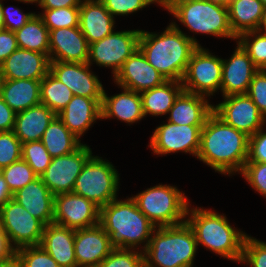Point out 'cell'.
I'll use <instances>...</instances> for the list:
<instances>
[{"instance_id": "51", "label": "cell", "mask_w": 266, "mask_h": 267, "mask_svg": "<svg viewBox=\"0 0 266 267\" xmlns=\"http://www.w3.org/2000/svg\"><path fill=\"white\" fill-rule=\"evenodd\" d=\"M83 0H38L41 9H56L62 7H80Z\"/></svg>"}, {"instance_id": "19", "label": "cell", "mask_w": 266, "mask_h": 267, "mask_svg": "<svg viewBox=\"0 0 266 267\" xmlns=\"http://www.w3.org/2000/svg\"><path fill=\"white\" fill-rule=\"evenodd\" d=\"M258 70L248 53L237 42L231 58L222 59V96L247 94L252 78Z\"/></svg>"}, {"instance_id": "26", "label": "cell", "mask_w": 266, "mask_h": 267, "mask_svg": "<svg viewBox=\"0 0 266 267\" xmlns=\"http://www.w3.org/2000/svg\"><path fill=\"white\" fill-rule=\"evenodd\" d=\"M206 98L183 90L169 110L168 122L177 125H205L214 106Z\"/></svg>"}, {"instance_id": "21", "label": "cell", "mask_w": 266, "mask_h": 267, "mask_svg": "<svg viewBox=\"0 0 266 267\" xmlns=\"http://www.w3.org/2000/svg\"><path fill=\"white\" fill-rule=\"evenodd\" d=\"M50 60L46 54L18 48L1 65V80H39L49 72Z\"/></svg>"}, {"instance_id": "47", "label": "cell", "mask_w": 266, "mask_h": 267, "mask_svg": "<svg viewBox=\"0 0 266 267\" xmlns=\"http://www.w3.org/2000/svg\"><path fill=\"white\" fill-rule=\"evenodd\" d=\"M2 12L4 16V29L15 32L18 29H21L35 14L32 12L23 13L22 10L15 7L12 10L10 7H4L2 3Z\"/></svg>"}, {"instance_id": "1", "label": "cell", "mask_w": 266, "mask_h": 267, "mask_svg": "<svg viewBox=\"0 0 266 267\" xmlns=\"http://www.w3.org/2000/svg\"><path fill=\"white\" fill-rule=\"evenodd\" d=\"M248 138L244 132L226 124L213 112L201 129L196 158L215 172L229 176L241 173L248 157Z\"/></svg>"}, {"instance_id": "27", "label": "cell", "mask_w": 266, "mask_h": 267, "mask_svg": "<svg viewBox=\"0 0 266 267\" xmlns=\"http://www.w3.org/2000/svg\"><path fill=\"white\" fill-rule=\"evenodd\" d=\"M122 93L107 96L103 92L101 104L102 119L117 118L128 124H133L144 118L140 93L121 87Z\"/></svg>"}, {"instance_id": "37", "label": "cell", "mask_w": 266, "mask_h": 267, "mask_svg": "<svg viewBox=\"0 0 266 267\" xmlns=\"http://www.w3.org/2000/svg\"><path fill=\"white\" fill-rule=\"evenodd\" d=\"M38 14L48 30L58 28L79 27V7H62L56 9H43Z\"/></svg>"}, {"instance_id": "22", "label": "cell", "mask_w": 266, "mask_h": 267, "mask_svg": "<svg viewBox=\"0 0 266 267\" xmlns=\"http://www.w3.org/2000/svg\"><path fill=\"white\" fill-rule=\"evenodd\" d=\"M102 100L74 95L57 116L80 139L97 119H102Z\"/></svg>"}, {"instance_id": "41", "label": "cell", "mask_w": 266, "mask_h": 267, "mask_svg": "<svg viewBox=\"0 0 266 267\" xmlns=\"http://www.w3.org/2000/svg\"><path fill=\"white\" fill-rule=\"evenodd\" d=\"M22 267H61L40 245L16 250Z\"/></svg>"}, {"instance_id": "59", "label": "cell", "mask_w": 266, "mask_h": 267, "mask_svg": "<svg viewBox=\"0 0 266 267\" xmlns=\"http://www.w3.org/2000/svg\"><path fill=\"white\" fill-rule=\"evenodd\" d=\"M264 6H266V0H260Z\"/></svg>"}, {"instance_id": "17", "label": "cell", "mask_w": 266, "mask_h": 267, "mask_svg": "<svg viewBox=\"0 0 266 267\" xmlns=\"http://www.w3.org/2000/svg\"><path fill=\"white\" fill-rule=\"evenodd\" d=\"M114 248L110 236L100 224L75 230L77 267H97Z\"/></svg>"}, {"instance_id": "28", "label": "cell", "mask_w": 266, "mask_h": 267, "mask_svg": "<svg viewBox=\"0 0 266 267\" xmlns=\"http://www.w3.org/2000/svg\"><path fill=\"white\" fill-rule=\"evenodd\" d=\"M57 115L42 103L16 113L14 134L20 142L39 141Z\"/></svg>"}, {"instance_id": "45", "label": "cell", "mask_w": 266, "mask_h": 267, "mask_svg": "<svg viewBox=\"0 0 266 267\" xmlns=\"http://www.w3.org/2000/svg\"><path fill=\"white\" fill-rule=\"evenodd\" d=\"M247 95L266 119V70H258L254 74Z\"/></svg>"}, {"instance_id": "16", "label": "cell", "mask_w": 266, "mask_h": 267, "mask_svg": "<svg viewBox=\"0 0 266 267\" xmlns=\"http://www.w3.org/2000/svg\"><path fill=\"white\" fill-rule=\"evenodd\" d=\"M49 72L68 86L75 96L103 98L104 87L88 63L50 62Z\"/></svg>"}, {"instance_id": "14", "label": "cell", "mask_w": 266, "mask_h": 267, "mask_svg": "<svg viewBox=\"0 0 266 267\" xmlns=\"http://www.w3.org/2000/svg\"><path fill=\"white\" fill-rule=\"evenodd\" d=\"M223 99L213 106V112L236 130L251 136L266 124L265 117L247 94L229 95Z\"/></svg>"}, {"instance_id": "53", "label": "cell", "mask_w": 266, "mask_h": 267, "mask_svg": "<svg viewBox=\"0 0 266 267\" xmlns=\"http://www.w3.org/2000/svg\"><path fill=\"white\" fill-rule=\"evenodd\" d=\"M0 267H22L20 260L15 255L11 259L0 263Z\"/></svg>"}, {"instance_id": "38", "label": "cell", "mask_w": 266, "mask_h": 267, "mask_svg": "<svg viewBox=\"0 0 266 267\" xmlns=\"http://www.w3.org/2000/svg\"><path fill=\"white\" fill-rule=\"evenodd\" d=\"M22 159L40 177L50 165L52 157L41 140L22 144Z\"/></svg>"}, {"instance_id": "11", "label": "cell", "mask_w": 266, "mask_h": 267, "mask_svg": "<svg viewBox=\"0 0 266 267\" xmlns=\"http://www.w3.org/2000/svg\"><path fill=\"white\" fill-rule=\"evenodd\" d=\"M141 30L113 31L100 41L89 44L87 63L111 67L113 76L124 62L138 50Z\"/></svg>"}, {"instance_id": "55", "label": "cell", "mask_w": 266, "mask_h": 267, "mask_svg": "<svg viewBox=\"0 0 266 267\" xmlns=\"http://www.w3.org/2000/svg\"><path fill=\"white\" fill-rule=\"evenodd\" d=\"M207 1L215 3V4H219L222 6H228V4L231 0H207Z\"/></svg>"}, {"instance_id": "29", "label": "cell", "mask_w": 266, "mask_h": 267, "mask_svg": "<svg viewBox=\"0 0 266 267\" xmlns=\"http://www.w3.org/2000/svg\"><path fill=\"white\" fill-rule=\"evenodd\" d=\"M40 87L39 80H1L0 97L18 113L41 103Z\"/></svg>"}, {"instance_id": "52", "label": "cell", "mask_w": 266, "mask_h": 267, "mask_svg": "<svg viewBox=\"0 0 266 267\" xmlns=\"http://www.w3.org/2000/svg\"><path fill=\"white\" fill-rule=\"evenodd\" d=\"M11 198H13V195L8 189L4 177L0 172V207Z\"/></svg>"}, {"instance_id": "7", "label": "cell", "mask_w": 266, "mask_h": 267, "mask_svg": "<svg viewBox=\"0 0 266 267\" xmlns=\"http://www.w3.org/2000/svg\"><path fill=\"white\" fill-rule=\"evenodd\" d=\"M175 186L156 185L131 198L139 210L156 226H174L186 221L189 202Z\"/></svg>"}, {"instance_id": "2", "label": "cell", "mask_w": 266, "mask_h": 267, "mask_svg": "<svg viewBox=\"0 0 266 267\" xmlns=\"http://www.w3.org/2000/svg\"><path fill=\"white\" fill-rule=\"evenodd\" d=\"M165 29L160 34L141 30L138 49L163 78L181 82L191 54L201 45L175 22Z\"/></svg>"}, {"instance_id": "50", "label": "cell", "mask_w": 266, "mask_h": 267, "mask_svg": "<svg viewBox=\"0 0 266 267\" xmlns=\"http://www.w3.org/2000/svg\"><path fill=\"white\" fill-rule=\"evenodd\" d=\"M16 255V250L11 246L6 232L0 225V263L11 259Z\"/></svg>"}, {"instance_id": "58", "label": "cell", "mask_w": 266, "mask_h": 267, "mask_svg": "<svg viewBox=\"0 0 266 267\" xmlns=\"http://www.w3.org/2000/svg\"><path fill=\"white\" fill-rule=\"evenodd\" d=\"M161 4V6H163L168 0H158Z\"/></svg>"}, {"instance_id": "20", "label": "cell", "mask_w": 266, "mask_h": 267, "mask_svg": "<svg viewBox=\"0 0 266 267\" xmlns=\"http://www.w3.org/2000/svg\"><path fill=\"white\" fill-rule=\"evenodd\" d=\"M89 43L79 27L49 31L50 62L87 63Z\"/></svg>"}, {"instance_id": "4", "label": "cell", "mask_w": 266, "mask_h": 267, "mask_svg": "<svg viewBox=\"0 0 266 267\" xmlns=\"http://www.w3.org/2000/svg\"><path fill=\"white\" fill-rule=\"evenodd\" d=\"M190 215V216H189ZM186 222L194 232L197 244L232 261H241L247 234L236 230L224 214L203 208L187 210Z\"/></svg>"}, {"instance_id": "8", "label": "cell", "mask_w": 266, "mask_h": 267, "mask_svg": "<svg viewBox=\"0 0 266 267\" xmlns=\"http://www.w3.org/2000/svg\"><path fill=\"white\" fill-rule=\"evenodd\" d=\"M118 171L111 162L99 156H91L76 178L72 192L92 201L99 208L117 199Z\"/></svg>"}, {"instance_id": "24", "label": "cell", "mask_w": 266, "mask_h": 267, "mask_svg": "<svg viewBox=\"0 0 266 267\" xmlns=\"http://www.w3.org/2000/svg\"><path fill=\"white\" fill-rule=\"evenodd\" d=\"M54 197L41 177L13 194V199L45 226L53 223Z\"/></svg>"}, {"instance_id": "13", "label": "cell", "mask_w": 266, "mask_h": 267, "mask_svg": "<svg viewBox=\"0 0 266 267\" xmlns=\"http://www.w3.org/2000/svg\"><path fill=\"white\" fill-rule=\"evenodd\" d=\"M203 126L177 125L167 121L154 130L148 146L157 155L182 151L197 156Z\"/></svg>"}, {"instance_id": "48", "label": "cell", "mask_w": 266, "mask_h": 267, "mask_svg": "<svg viewBox=\"0 0 266 267\" xmlns=\"http://www.w3.org/2000/svg\"><path fill=\"white\" fill-rule=\"evenodd\" d=\"M18 49L15 32L8 29L0 30V65Z\"/></svg>"}, {"instance_id": "9", "label": "cell", "mask_w": 266, "mask_h": 267, "mask_svg": "<svg viewBox=\"0 0 266 267\" xmlns=\"http://www.w3.org/2000/svg\"><path fill=\"white\" fill-rule=\"evenodd\" d=\"M222 59L198 46L191 54L181 80L184 91L209 97L221 91Z\"/></svg>"}, {"instance_id": "15", "label": "cell", "mask_w": 266, "mask_h": 267, "mask_svg": "<svg viewBox=\"0 0 266 267\" xmlns=\"http://www.w3.org/2000/svg\"><path fill=\"white\" fill-rule=\"evenodd\" d=\"M100 208L74 192L54 197L53 223L78 230L99 224Z\"/></svg>"}, {"instance_id": "56", "label": "cell", "mask_w": 266, "mask_h": 267, "mask_svg": "<svg viewBox=\"0 0 266 267\" xmlns=\"http://www.w3.org/2000/svg\"><path fill=\"white\" fill-rule=\"evenodd\" d=\"M4 29V16L2 12V0H0V30Z\"/></svg>"}, {"instance_id": "31", "label": "cell", "mask_w": 266, "mask_h": 267, "mask_svg": "<svg viewBox=\"0 0 266 267\" xmlns=\"http://www.w3.org/2000/svg\"><path fill=\"white\" fill-rule=\"evenodd\" d=\"M180 81L167 80L161 86L140 93L144 116H161L169 113L175 100L183 91Z\"/></svg>"}, {"instance_id": "54", "label": "cell", "mask_w": 266, "mask_h": 267, "mask_svg": "<svg viewBox=\"0 0 266 267\" xmlns=\"http://www.w3.org/2000/svg\"><path fill=\"white\" fill-rule=\"evenodd\" d=\"M258 31L266 33V6H264V9H263L262 19L259 24Z\"/></svg>"}, {"instance_id": "6", "label": "cell", "mask_w": 266, "mask_h": 267, "mask_svg": "<svg viewBox=\"0 0 266 267\" xmlns=\"http://www.w3.org/2000/svg\"><path fill=\"white\" fill-rule=\"evenodd\" d=\"M191 32L237 40L228 7L207 0H168L163 6Z\"/></svg>"}, {"instance_id": "32", "label": "cell", "mask_w": 266, "mask_h": 267, "mask_svg": "<svg viewBox=\"0 0 266 267\" xmlns=\"http://www.w3.org/2000/svg\"><path fill=\"white\" fill-rule=\"evenodd\" d=\"M41 141L52 158L72 153L83 145L58 116L44 131Z\"/></svg>"}, {"instance_id": "43", "label": "cell", "mask_w": 266, "mask_h": 267, "mask_svg": "<svg viewBox=\"0 0 266 267\" xmlns=\"http://www.w3.org/2000/svg\"><path fill=\"white\" fill-rule=\"evenodd\" d=\"M109 13L115 18V16L128 15L142 10L146 6L152 3L160 2L158 0H100Z\"/></svg>"}, {"instance_id": "18", "label": "cell", "mask_w": 266, "mask_h": 267, "mask_svg": "<svg viewBox=\"0 0 266 267\" xmlns=\"http://www.w3.org/2000/svg\"><path fill=\"white\" fill-rule=\"evenodd\" d=\"M165 78L153 68L138 49L122 65L114 76V82L120 87L137 93L161 86Z\"/></svg>"}, {"instance_id": "44", "label": "cell", "mask_w": 266, "mask_h": 267, "mask_svg": "<svg viewBox=\"0 0 266 267\" xmlns=\"http://www.w3.org/2000/svg\"><path fill=\"white\" fill-rule=\"evenodd\" d=\"M240 174L254 190L266 197V163L246 162Z\"/></svg>"}, {"instance_id": "57", "label": "cell", "mask_w": 266, "mask_h": 267, "mask_svg": "<svg viewBox=\"0 0 266 267\" xmlns=\"http://www.w3.org/2000/svg\"><path fill=\"white\" fill-rule=\"evenodd\" d=\"M16 1H20V2H23V3H26V4L27 3H31V4L32 3H36L37 4L38 3V0H16Z\"/></svg>"}, {"instance_id": "40", "label": "cell", "mask_w": 266, "mask_h": 267, "mask_svg": "<svg viewBox=\"0 0 266 267\" xmlns=\"http://www.w3.org/2000/svg\"><path fill=\"white\" fill-rule=\"evenodd\" d=\"M22 159V143L14 131L0 132V170Z\"/></svg>"}, {"instance_id": "25", "label": "cell", "mask_w": 266, "mask_h": 267, "mask_svg": "<svg viewBox=\"0 0 266 267\" xmlns=\"http://www.w3.org/2000/svg\"><path fill=\"white\" fill-rule=\"evenodd\" d=\"M74 241V229L50 223L44 227L40 246L61 267H77Z\"/></svg>"}, {"instance_id": "33", "label": "cell", "mask_w": 266, "mask_h": 267, "mask_svg": "<svg viewBox=\"0 0 266 267\" xmlns=\"http://www.w3.org/2000/svg\"><path fill=\"white\" fill-rule=\"evenodd\" d=\"M18 48L46 54L49 57V30L42 18L34 14L21 28L15 31Z\"/></svg>"}, {"instance_id": "10", "label": "cell", "mask_w": 266, "mask_h": 267, "mask_svg": "<svg viewBox=\"0 0 266 267\" xmlns=\"http://www.w3.org/2000/svg\"><path fill=\"white\" fill-rule=\"evenodd\" d=\"M0 225L15 250L40 245L45 227L13 198L0 207Z\"/></svg>"}, {"instance_id": "42", "label": "cell", "mask_w": 266, "mask_h": 267, "mask_svg": "<svg viewBox=\"0 0 266 267\" xmlns=\"http://www.w3.org/2000/svg\"><path fill=\"white\" fill-rule=\"evenodd\" d=\"M240 263H247L250 267H266V243L247 235Z\"/></svg>"}, {"instance_id": "5", "label": "cell", "mask_w": 266, "mask_h": 267, "mask_svg": "<svg viewBox=\"0 0 266 267\" xmlns=\"http://www.w3.org/2000/svg\"><path fill=\"white\" fill-rule=\"evenodd\" d=\"M197 246L194 232L186 221L156 227L143 251L145 267H192Z\"/></svg>"}, {"instance_id": "35", "label": "cell", "mask_w": 266, "mask_h": 267, "mask_svg": "<svg viewBox=\"0 0 266 267\" xmlns=\"http://www.w3.org/2000/svg\"><path fill=\"white\" fill-rule=\"evenodd\" d=\"M236 41L259 70H266V33L258 30L247 31L240 34Z\"/></svg>"}, {"instance_id": "12", "label": "cell", "mask_w": 266, "mask_h": 267, "mask_svg": "<svg viewBox=\"0 0 266 267\" xmlns=\"http://www.w3.org/2000/svg\"><path fill=\"white\" fill-rule=\"evenodd\" d=\"M91 156V148L83 144L72 153L53 157L50 165L40 177L54 196L72 192L76 178Z\"/></svg>"}, {"instance_id": "39", "label": "cell", "mask_w": 266, "mask_h": 267, "mask_svg": "<svg viewBox=\"0 0 266 267\" xmlns=\"http://www.w3.org/2000/svg\"><path fill=\"white\" fill-rule=\"evenodd\" d=\"M135 250L115 247L97 267H145L143 250Z\"/></svg>"}, {"instance_id": "49", "label": "cell", "mask_w": 266, "mask_h": 267, "mask_svg": "<svg viewBox=\"0 0 266 267\" xmlns=\"http://www.w3.org/2000/svg\"><path fill=\"white\" fill-rule=\"evenodd\" d=\"M16 113L0 97V132L14 129Z\"/></svg>"}, {"instance_id": "30", "label": "cell", "mask_w": 266, "mask_h": 267, "mask_svg": "<svg viewBox=\"0 0 266 267\" xmlns=\"http://www.w3.org/2000/svg\"><path fill=\"white\" fill-rule=\"evenodd\" d=\"M227 7L230 27L237 37L258 30L264 9L260 0H231Z\"/></svg>"}, {"instance_id": "23", "label": "cell", "mask_w": 266, "mask_h": 267, "mask_svg": "<svg viewBox=\"0 0 266 267\" xmlns=\"http://www.w3.org/2000/svg\"><path fill=\"white\" fill-rule=\"evenodd\" d=\"M79 28L89 44L114 30L115 20L100 0H83L79 7Z\"/></svg>"}, {"instance_id": "3", "label": "cell", "mask_w": 266, "mask_h": 267, "mask_svg": "<svg viewBox=\"0 0 266 267\" xmlns=\"http://www.w3.org/2000/svg\"><path fill=\"white\" fill-rule=\"evenodd\" d=\"M99 224L110 236L116 248H147L156 226L139 210L136 202L130 197L126 200L114 199L100 208Z\"/></svg>"}, {"instance_id": "36", "label": "cell", "mask_w": 266, "mask_h": 267, "mask_svg": "<svg viewBox=\"0 0 266 267\" xmlns=\"http://www.w3.org/2000/svg\"><path fill=\"white\" fill-rule=\"evenodd\" d=\"M0 172L12 195L39 177L23 159L1 169Z\"/></svg>"}, {"instance_id": "34", "label": "cell", "mask_w": 266, "mask_h": 267, "mask_svg": "<svg viewBox=\"0 0 266 267\" xmlns=\"http://www.w3.org/2000/svg\"><path fill=\"white\" fill-rule=\"evenodd\" d=\"M73 96L69 87L50 72L41 80L40 101L56 115L66 107Z\"/></svg>"}, {"instance_id": "46", "label": "cell", "mask_w": 266, "mask_h": 267, "mask_svg": "<svg viewBox=\"0 0 266 267\" xmlns=\"http://www.w3.org/2000/svg\"><path fill=\"white\" fill-rule=\"evenodd\" d=\"M263 127L248 138L246 162L266 163V132Z\"/></svg>"}]
</instances>
